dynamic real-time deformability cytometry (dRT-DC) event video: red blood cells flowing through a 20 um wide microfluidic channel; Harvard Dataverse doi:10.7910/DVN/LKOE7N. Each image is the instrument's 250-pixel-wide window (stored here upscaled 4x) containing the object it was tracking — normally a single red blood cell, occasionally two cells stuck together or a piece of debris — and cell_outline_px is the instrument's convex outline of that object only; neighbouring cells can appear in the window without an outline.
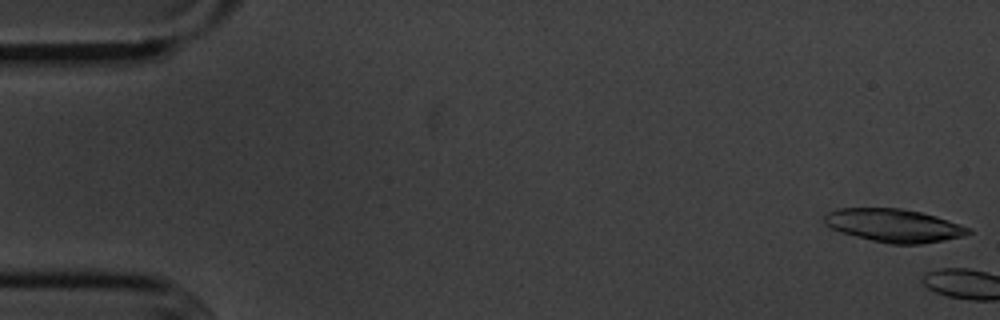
{"species": "common noctule bat (a hibernating species)", "species_latin": "Nyctalus noctula", "temperature_condition": "cold", "stored_images_in_passage": 4, "camera_frame_rate_fps": 3000, "um_per_image_px": 0.085, "animal": {"sex": "male", "body_mass_g": 20.1, "forearm_length_mm": 53.5}, "frame": {"image": 1, "passage_image": 1, "time_ms": 0.0, "image_size_px": [1000, 320], "cell_outline_px": [[972, 232], [964, 236], [944, 240], [920, 244], [888, 244], [840, 232], [824, 224], [824, 216], [828, 212], [840, 208], [900, 208], [920, 212], [936, 216], [972, 228]], "centroid_in_image_um": [76.0, 19.17], "position_along_channel_um": 9.0, "area_um2": 27.8}}